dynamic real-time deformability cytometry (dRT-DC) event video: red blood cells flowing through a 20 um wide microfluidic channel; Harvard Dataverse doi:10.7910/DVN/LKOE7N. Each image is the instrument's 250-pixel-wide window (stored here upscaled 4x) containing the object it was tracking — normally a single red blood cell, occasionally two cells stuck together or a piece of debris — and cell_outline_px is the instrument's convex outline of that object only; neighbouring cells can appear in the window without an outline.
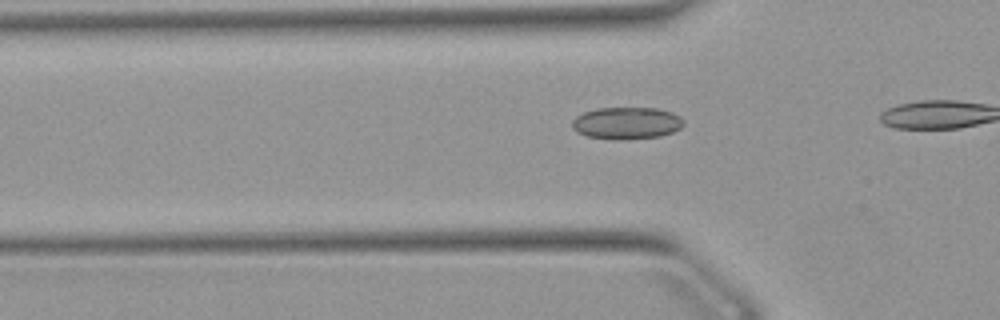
{"species": "Egyptian fruit bat (a non-hibernating species)", "species_latin": "Rousettus aegyptiacus", "temperature_condition": "warm", "stored_images_in_passage": 37, "camera_frame_rate_fps": 3000, "um_per_image_px": 0.085, "animal": {"sex": "female"}, "frame": {"image": 1, "passage_image": 13, "time_ms": 4.0, "image_size_px": [1000, 320], "cell_outline_px": [[684, 124], [680, 128], [672, 132], [660, 136], [624, 140], [612, 140], [588, 136], [576, 132], [572, 128], [572, 120], [576, 116], [584, 112], [596, 108], [656, 108], [672, 112], [680, 116], [684, 120]], "centroid_in_image_um": [53.25, 10.47], "position_along_channel_um": 72.5, "area_um2": 21.04}}
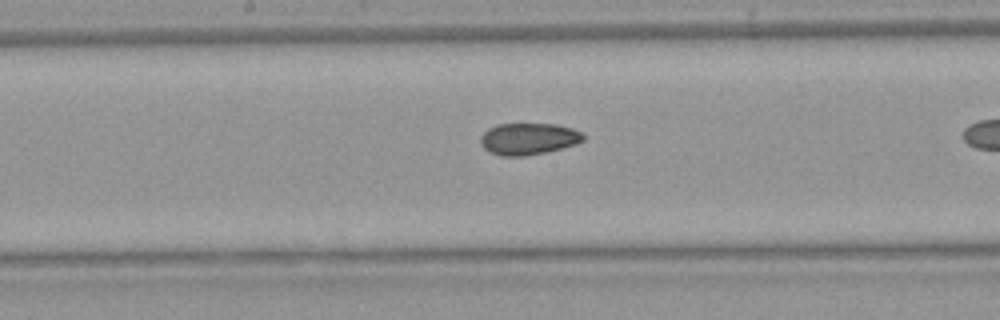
{"frame": {"image": 2, "passage_image": 23, "time_ms": 7.333, "image_size_px": [1000, 320], "cell_outline_px": [[584, 140], [576, 144], [544, 152], [524, 156], [500, 156], [488, 152], [480, 144], [480, 136], [488, 128], [496, 124], [556, 124], [572, 128], [584, 132]], "centroid_in_image_um": [44.9, 11.79], "position_along_channel_um": 203.3, "area_um2": 19.13}}
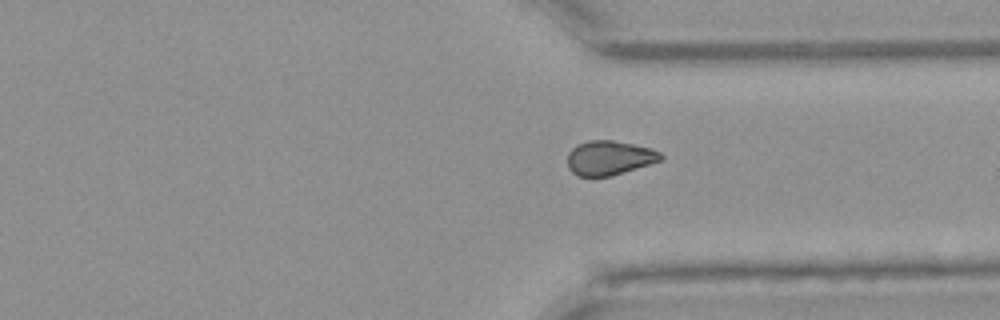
{"frame": {"image": 3, "passage_image": 35, "time_ms": 11.333, "image_size_px": [1000, 320], "cell_outline_px": [[664, 160], [612, 176], [576, 176], [568, 168], [568, 152], [576, 144], [588, 140], [612, 140], [652, 148], [660, 152], [664, 156]], "centroid_in_image_um": [51.81, 13.42], "position_along_channel_um": 359.6, "area_um2": 18.96}}